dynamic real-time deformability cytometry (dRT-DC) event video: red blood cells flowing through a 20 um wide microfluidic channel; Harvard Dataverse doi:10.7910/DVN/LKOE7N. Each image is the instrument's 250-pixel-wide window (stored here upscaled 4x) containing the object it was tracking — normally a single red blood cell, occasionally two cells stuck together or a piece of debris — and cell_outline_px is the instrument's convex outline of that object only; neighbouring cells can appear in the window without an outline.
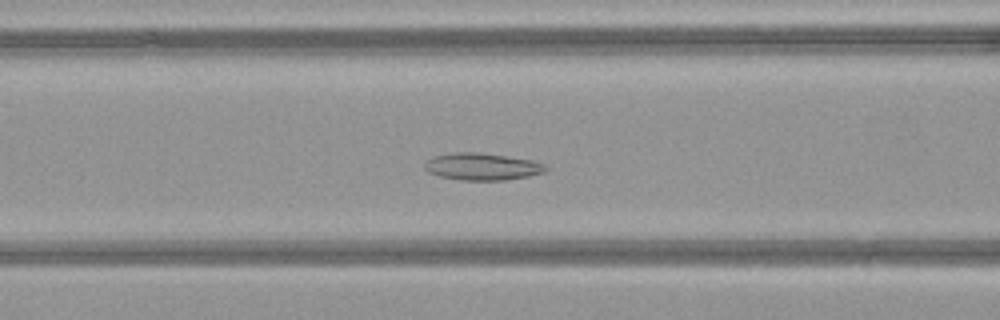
{"species": "common noctule bat (a hibernating species)", "species_latin": "Nyctalus noctula", "temperature_condition": "warm", "stored_images_in_passage": 44, "camera_frame_rate_fps": 3000, "um_per_image_px": 0.085, "animal": {"sex": "female", "body_mass_g": 21.9}, "frame": {"image": 1, "passage_image": 14, "time_ms": 4.333, "image_size_px": [1000, 320], "cell_outline_px": [[548, 168], [544, 172], [528, 176], [504, 180], [460, 180], [440, 176], [428, 172], [424, 168], [424, 164], [428, 160], [436, 156], [452, 152], [476, 152], [532, 160], [544, 164]], "centroid_in_image_um": [40.97, 14.16], "position_along_channel_um": 125.6, "area_um2": 18.9}}
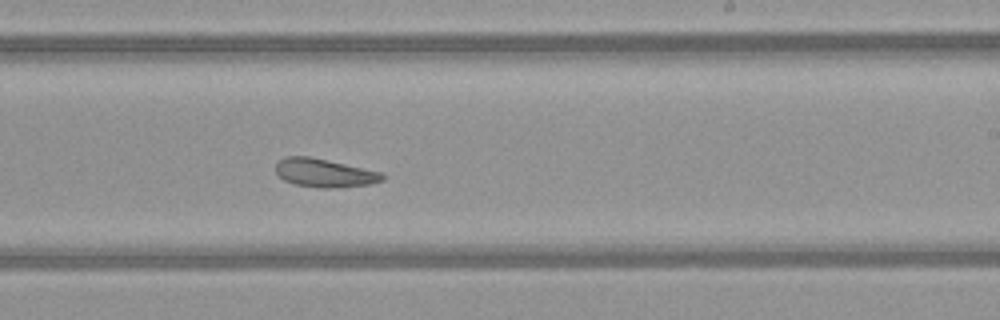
{"frame": {"image": 2, "passage_image": 24, "time_ms": 7.667, "image_size_px": [1000, 320], "cell_outline_px": [[384, 180], [368, 184], [340, 188], [316, 188], [296, 184], [284, 180], [276, 172], [276, 164], [284, 156], [308, 156], [380, 172], [384, 176]], "centroid_in_image_um": [27.55, 14.71], "position_along_channel_um": 261.5, "area_um2": 17.46}}
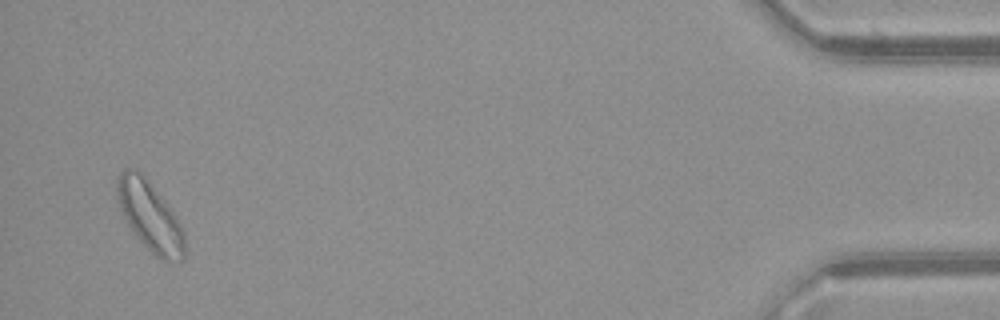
{"frame": {"image": 3, "passage_image": 42, "time_ms": 13.667, "image_size_px": [1000, 320], "cell_outline_px": [[188, 252], [180, 260], [160, 260], [132, 232], [124, 220], [120, 208], [116, 188], [116, 180], [120, 172], [124, 168], [136, 168], [144, 172], [164, 200], [180, 224], [184, 232]], "centroid_in_image_um": [12.74, 18.33], "position_along_channel_um": 422.5, "area_um2": 27.74}, "authors_computed_cell_mechanics": {"area_um2": 19.941, "velocity_mm_per_s": 4.0744, "shape_relaxation_time_tau1_ms": null, "shape_relaxation_time_tau2_ms": 4.7169, "deformation_change_tau1": null, "deformation_change_tau2": 0.1286}}